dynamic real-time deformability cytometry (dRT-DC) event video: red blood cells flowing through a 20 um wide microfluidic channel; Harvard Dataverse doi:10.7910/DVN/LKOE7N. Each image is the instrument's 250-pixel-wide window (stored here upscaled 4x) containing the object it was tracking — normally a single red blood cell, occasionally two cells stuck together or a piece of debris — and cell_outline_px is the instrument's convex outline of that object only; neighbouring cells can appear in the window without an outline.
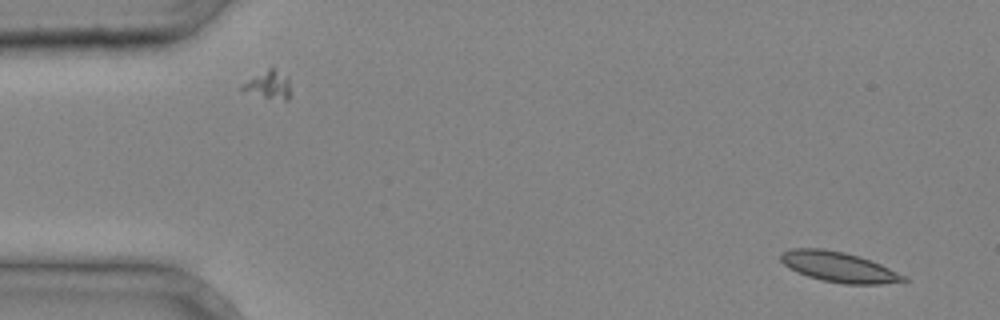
{"species": "common noctule bat (a hibernating species)", "species_latin": "Nyctalus noctula", "temperature_condition": "cold", "stored_images_in_passage": 4, "camera_frame_rate_fps": 3000, "um_per_image_px": 0.085, "animal": {"sex": "male", "body_mass_g": 20.4}, "frame": {"image": 1, "passage_image": 1, "time_ms": 0.0, "image_size_px": [1000, 320], "cell_outline_px": [[908, 280], [880, 284], [844, 284], [820, 280], [796, 272], [784, 264], [780, 260], [780, 252], [792, 248], [820, 248], [844, 252], [860, 256], [880, 264], [908, 276]], "centroid_in_image_um": [71.28, 22.69], "position_along_channel_um": 13.7, "area_um2": 21.73}}